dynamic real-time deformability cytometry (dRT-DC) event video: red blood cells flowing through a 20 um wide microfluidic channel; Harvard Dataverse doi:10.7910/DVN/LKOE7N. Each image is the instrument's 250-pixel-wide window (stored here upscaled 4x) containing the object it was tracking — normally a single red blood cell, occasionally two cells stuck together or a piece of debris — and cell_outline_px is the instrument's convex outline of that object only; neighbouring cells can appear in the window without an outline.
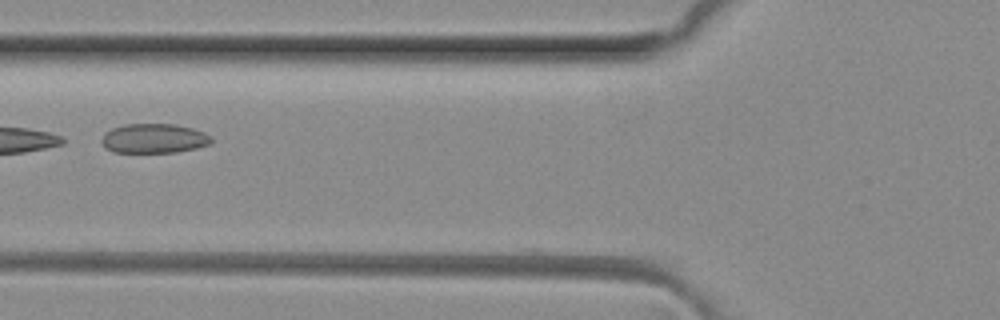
{"species": "common noctule bat (a hibernating species)", "species_latin": "Nyctalus noctula", "temperature_condition": "room temperature", "stored_images_in_passage": 3, "camera_frame_rate_fps": 3000, "um_per_image_px": 0.085, "animal": {"sex": "female", "body_mass_g": 29.2, "forearm_length_mm": 56.3}, "frame": {"image": 1, "passage_image": 2, "time_ms": 0.333, "image_size_px": [1000, 320], "cell_outline_px": [[212, 140], [208, 144], [196, 148], [176, 152], [112, 152], [104, 148], [100, 140], [104, 132], [112, 128], [124, 124], [176, 124], [192, 128], [204, 132], [212, 136]], "centroid_in_image_um": [13.04, 11.76], "position_along_channel_um": 112.8, "area_um2": 19.02}}
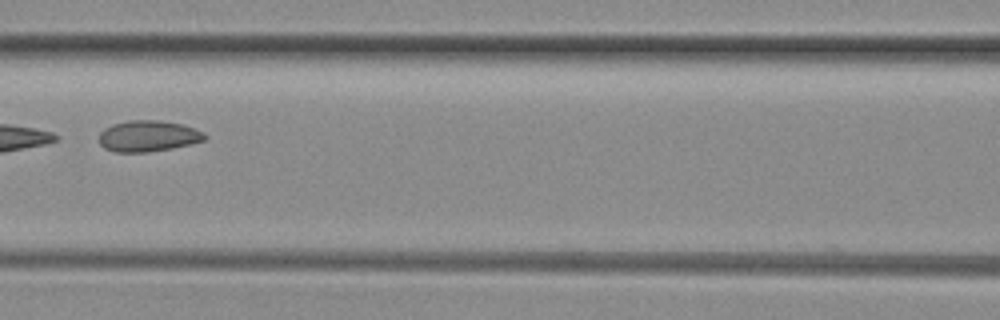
{"frame": {"image": 2, "passage_image": 3, "time_ms": 0.667, "image_size_px": [1000, 320], "cell_outline_px": [[208, 136], [204, 140], [172, 148], [148, 152], [116, 152], [104, 148], [100, 144], [100, 132], [104, 128], [112, 124], [128, 120], [160, 120], [180, 124], [204, 132]], "centroid_in_image_um": [12.56, 11.56], "position_along_channel_um": 154.0, "area_um2": 19.07}}